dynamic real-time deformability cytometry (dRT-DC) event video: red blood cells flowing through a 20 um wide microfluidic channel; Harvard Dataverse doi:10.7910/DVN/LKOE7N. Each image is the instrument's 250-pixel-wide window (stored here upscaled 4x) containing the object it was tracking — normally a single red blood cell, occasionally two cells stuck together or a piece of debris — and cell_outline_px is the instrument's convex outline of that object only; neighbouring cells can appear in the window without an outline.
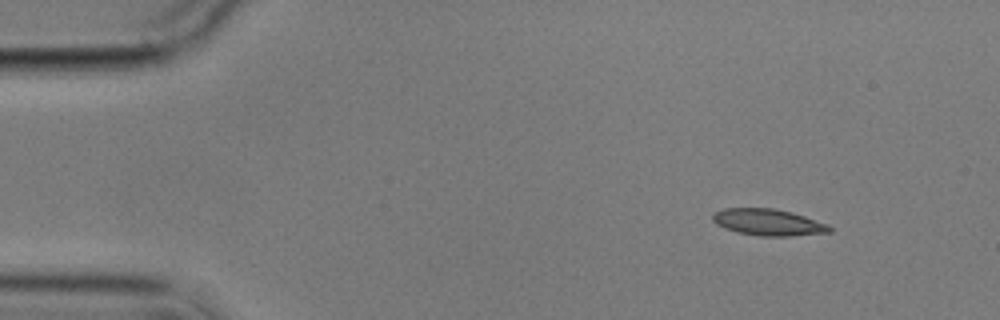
{"species": "common noctule bat (a hibernating species)", "species_latin": "Nyctalus noctula", "temperature_condition": "cold", "stored_images_in_passage": 3, "camera_frame_rate_fps": 3000, "um_per_image_px": 0.085, "animal": {"sex": "male", "body_mass_g": 17.9}, "frame": {"image": 1, "passage_image": 1, "time_ms": 0.0, "image_size_px": [1000, 320], "cell_outline_px": [[832, 232], [792, 236], [760, 236], [736, 232], [724, 228], [716, 224], [712, 220], [712, 212], [724, 208], [772, 208], [792, 212], [828, 224], [832, 228]], "centroid_in_image_um": [65.28, 18.89], "position_along_channel_um": 19.7, "area_um2": 18.26}}